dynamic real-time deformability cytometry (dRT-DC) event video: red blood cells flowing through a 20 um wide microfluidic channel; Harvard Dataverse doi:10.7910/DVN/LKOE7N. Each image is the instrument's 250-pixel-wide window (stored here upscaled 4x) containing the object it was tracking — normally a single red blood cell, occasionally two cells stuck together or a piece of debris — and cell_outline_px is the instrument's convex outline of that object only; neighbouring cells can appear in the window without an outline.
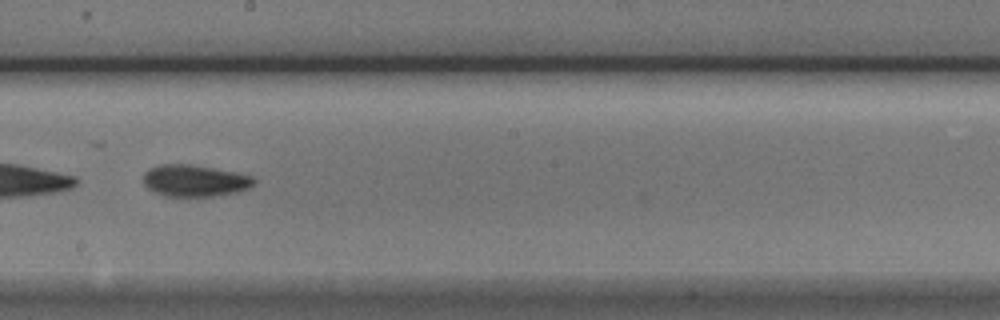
{"species": "Egyptian fruit bat (a non-hibernating species)", "species_latin": "Rousettus aegyptiacus", "temperature_condition": "cold", "stored_images_in_passage": 51, "camera_frame_rate_fps": 3000, "um_per_image_px": 0.085, "animal": {"sex": "male"}, "frame": {"image": 1, "passage_image": 27, "time_ms": 8.667, "image_size_px": [1000, 320], "cell_outline_px": [[256, 180], [248, 188], [236, 192], [216, 196], [164, 196], [152, 192], [144, 184], [144, 172], [148, 168], [160, 164], [188, 164], [236, 172], [252, 176]], "centroid_in_image_um": [16.51, 15.36], "position_along_channel_um": 231.7, "area_um2": 20.46}}
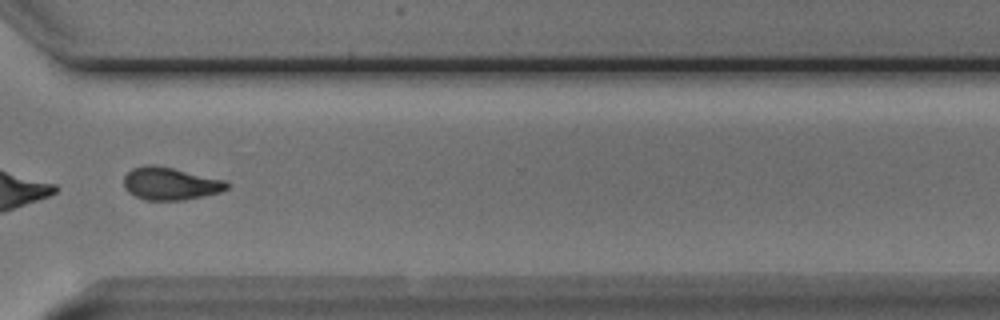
{"frame": {"image": 2, "passage_image": 37, "time_ms": 12.0, "image_size_px": [1000, 320], "cell_outline_px": [[228, 188], [220, 192], [204, 196], [184, 200], [144, 200], [128, 192], [124, 188], [124, 176], [132, 168], [148, 164], [152, 164], [172, 168], [224, 180], [228, 184]], "centroid_in_image_um": [14.44, 15.61], "position_along_channel_um": 356.2, "area_um2": 19.48}}